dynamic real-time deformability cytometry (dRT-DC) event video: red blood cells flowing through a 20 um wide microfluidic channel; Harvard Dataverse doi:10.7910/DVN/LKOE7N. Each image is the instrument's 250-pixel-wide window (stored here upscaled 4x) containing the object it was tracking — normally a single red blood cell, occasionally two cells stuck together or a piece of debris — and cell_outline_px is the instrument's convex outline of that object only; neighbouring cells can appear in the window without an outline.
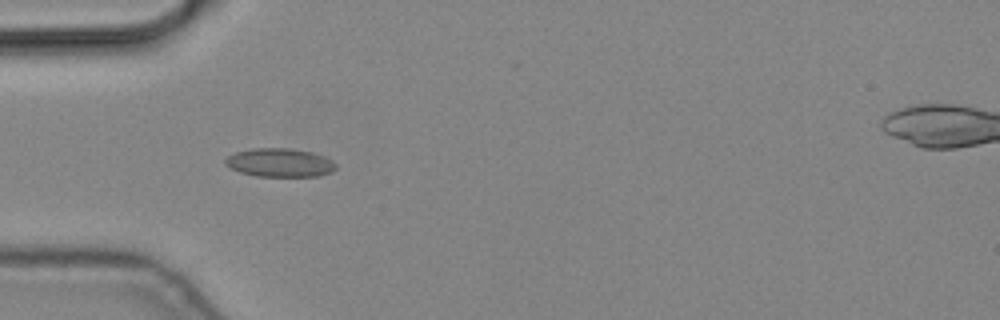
{"species": "common noctule bat (a hibernating species)", "species_latin": "Nyctalus noctula", "temperature_condition": "cold", "stored_images_in_passage": 5, "camera_frame_rate_fps": 3000, "um_per_image_px": 0.085, "animal": {"sex": "male", "body_mass_g": 19.2, "forearm_length_mm": 51.8}, "frame": {"image": 1, "passage_image": 5, "time_ms": 1.333, "image_size_px": [1000, 320], "cell_outline_px": [[336, 168], [332, 172], [316, 176], [256, 176], [240, 172], [224, 164], [224, 160], [228, 156], [236, 152], [252, 148], [292, 148], [312, 152], [324, 156], [332, 160], [336, 164]], "centroid_in_image_um": [23.79, 13.82], "position_along_channel_um": 61.2, "area_um2": 18.44}}